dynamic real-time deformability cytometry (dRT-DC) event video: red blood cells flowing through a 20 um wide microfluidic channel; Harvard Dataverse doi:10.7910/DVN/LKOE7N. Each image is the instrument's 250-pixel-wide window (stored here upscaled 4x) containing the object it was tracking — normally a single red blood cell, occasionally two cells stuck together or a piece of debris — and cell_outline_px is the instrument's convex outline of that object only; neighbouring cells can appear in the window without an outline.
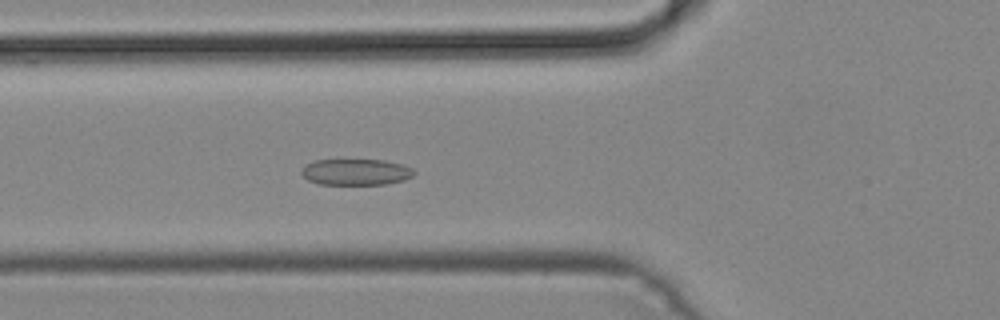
{"species": "common noctule bat (a hibernating species)", "species_latin": "Nyctalus noctula", "temperature_condition": "cold", "stored_images_in_passage": 41, "camera_frame_rate_fps": 3000, "um_per_image_px": 0.085, "animal": {"sex": "male", "body_mass_g": 19.2, "forearm_length_mm": 51.8}, "frame": {"image": 1, "passage_image": 17, "time_ms": 5.333, "image_size_px": [1000, 320], "cell_outline_px": [[416, 172], [412, 176], [404, 180], [384, 184], [320, 184], [308, 180], [300, 172], [304, 164], [316, 160], [384, 160], [400, 164], [412, 168]], "centroid_in_image_um": [30.23, 14.62], "position_along_channel_um": 95.6, "area_um2": 17.11}}
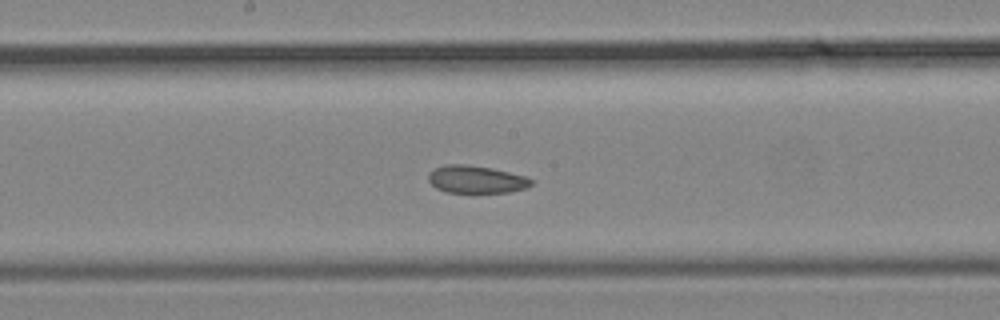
{"frame": {"image": 2, "passage_image": 25, "time_ms": 8.0, "image_size_px": [1000, 320], "cell_outline_px": [[532, 184], [528, 188], [508, 192], [448, 192], [436, 188], [428, 180], [428, 172], [444, 164], [468, 164], [492, 168], [524, 176], [532, 180]], "centroid_in_image_um": [40.46, 15.24], "position_along_channel_um": 207.7, "area_um2": 16.47}}
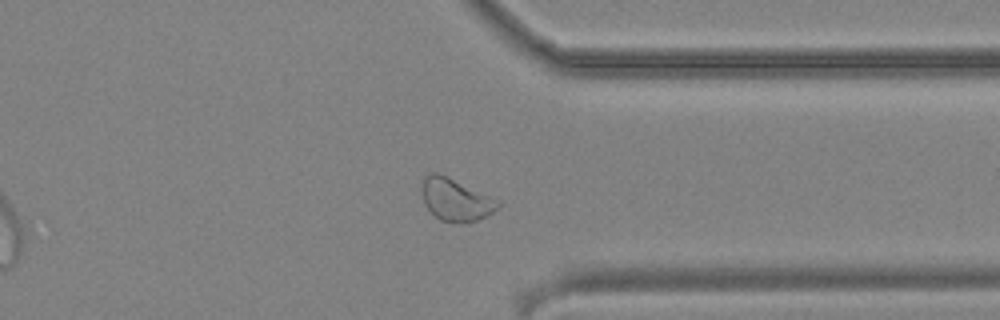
{"frame": {"image": 3, "passage_image": 37, "time_ms": 12.0, "image_size_px": [1000, 320], "cell_outline_px": [[500, 204], [492, 212], [476, 220], [464, 224], [440, 220], [424, 204], [420, 192], [420, 184], [424, 176], [432, 172], [440, 172], [500, 200]], "centroid_in_image_um": [38.68, 16.93], "position_along_channel_um": 372.7, "area_um2": 19.13}}